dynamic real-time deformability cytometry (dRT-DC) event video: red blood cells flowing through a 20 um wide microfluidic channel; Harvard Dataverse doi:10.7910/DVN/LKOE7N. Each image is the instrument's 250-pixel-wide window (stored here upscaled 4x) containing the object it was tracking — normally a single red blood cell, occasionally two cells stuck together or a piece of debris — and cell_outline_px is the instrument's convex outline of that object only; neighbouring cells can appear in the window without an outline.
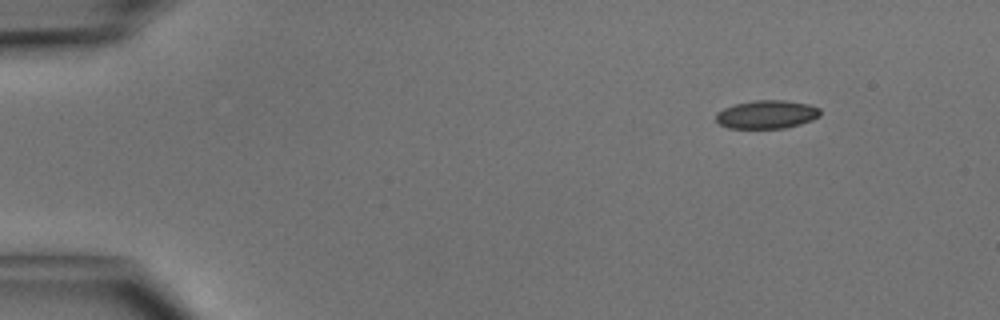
{"species": "common noctule bat (a hibernating species)", "species_latin": "Nyctalus noctula", "temperature_condition": "cold", "stored_images_in_passage": 44, "camera_frame_rate_fps": 3000, "um_per_image_px": 0.085, "animal": {"sex": "male", "body_mass_g": 15.6}, "frame": {"image": 1, "passage_image": 1, "time_ms": 0.0, "image_size_px": [1000, 320], "cell_outline_px": [[820, 116], [812, 120], [800, 124], [784, 128], [728, 128], [720, 124], [716, 120], [716, 112], [724, 108], [736, 104], [756, 100], [784, 100], [808, 104], [820, 108]], "centroid_in_image_um": [65.18, 9.73], "position_along_channel_um": 19.8, "area_um2": 17.17}}
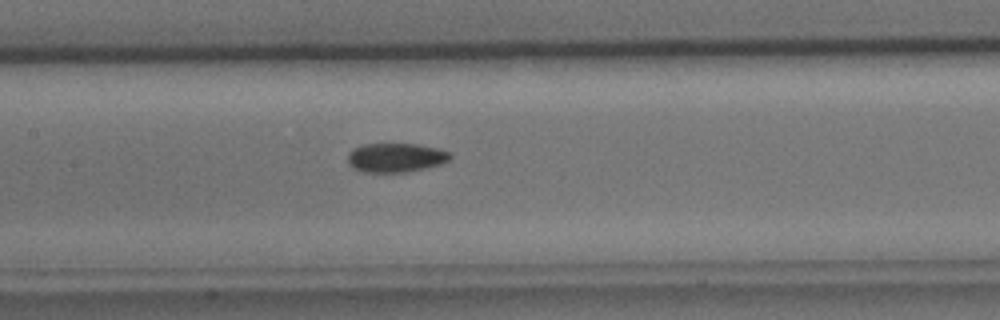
{"frame": {"image": 2, "passage_image": 19, "time_ms": 6.0, "image_size_px": [1000, 320], "cell_outline_px": [[452, 156], [448, 160], [440, 164], [408, 172], [364, 172], [352, 168], [348, 164], [348, 152], [352, 148], [364, 144], [416, 144], [440, 148], [452, 152]], "centroid_in_image_um": [33.63, 13.39], "position_along_channel_um": 173.8, "area_um2": 17.57}}
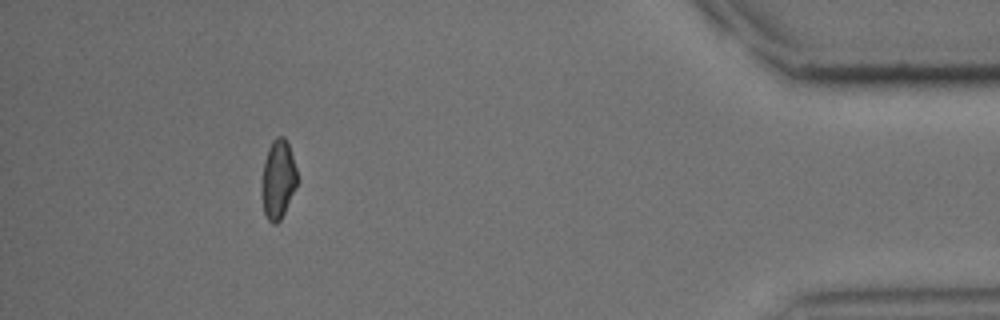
{"frame": {"image": 3, "passage_image": 40, "time_ms": 13.0, "image_size_px": [1000, 320], "cell_outline_px": [[296, 188], [280, 220], [276, 224], [272, 224], [268, 220], [264, 212], [264, 160], [268, 148], [272, 140], [276, 136], [284, 136], [288, 144], [296, 168]], "centroid_in_image_um": [23.66, 15.22], "position_along_channel_um": 411.5, "area_um2": 15.61}, "authors_computed_cell_mechanics": {"area_um2": 17.3689, "velocity_mm_per_s": 4.1359, "shape_relaxation_time_tau1_ms": 7.6901, "shape_relaxation_time_tau2_ms": 8.8177, "deformation_change_tau1": 0.1343, "deformation_change_tau2": 0.1501}}